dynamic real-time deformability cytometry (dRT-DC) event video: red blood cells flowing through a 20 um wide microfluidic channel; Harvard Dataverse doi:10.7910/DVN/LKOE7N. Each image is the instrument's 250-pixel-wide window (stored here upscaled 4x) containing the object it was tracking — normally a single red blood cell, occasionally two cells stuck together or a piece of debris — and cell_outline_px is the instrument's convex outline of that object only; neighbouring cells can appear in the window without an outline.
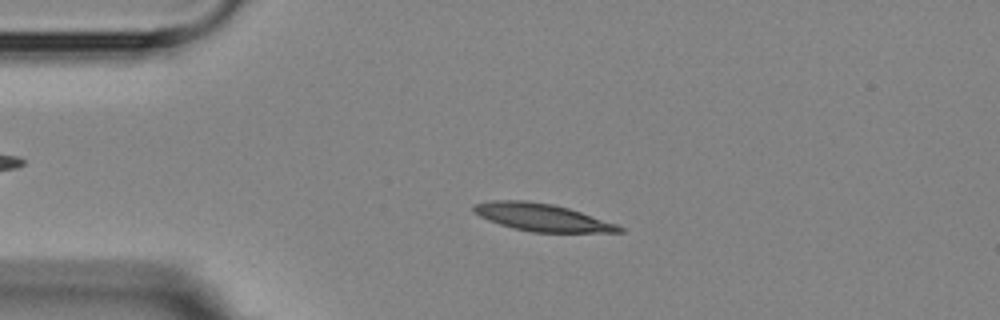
{"species": "Egyptian fruit bat (a non-hibernating species)", "species_latin": "Rousettus aegyptiacus", "temperature_condition": "room temperature", "stored_images_in_passage": 3, "camera_frame_rate_fps": 3000, "um_per_image_px": 0.085, "animal": {"sex": "female"}, "frame": {"image": 1, "passage_image": 3, "time_ms": 2.333, "image_size_px": [1000, 320], "cell_outline_px": [[624, 232], [532, 232], [512, 228], [488, 220], [472, 212], [472, 204], [492, 200], [528, 200], [552, 204], [568, 208], [616, 224], [624, 228]], "centroid_in_image_um": [46.0, 18.46], "position_along_channel_um": 39.0, "area_um2": 23.24}}